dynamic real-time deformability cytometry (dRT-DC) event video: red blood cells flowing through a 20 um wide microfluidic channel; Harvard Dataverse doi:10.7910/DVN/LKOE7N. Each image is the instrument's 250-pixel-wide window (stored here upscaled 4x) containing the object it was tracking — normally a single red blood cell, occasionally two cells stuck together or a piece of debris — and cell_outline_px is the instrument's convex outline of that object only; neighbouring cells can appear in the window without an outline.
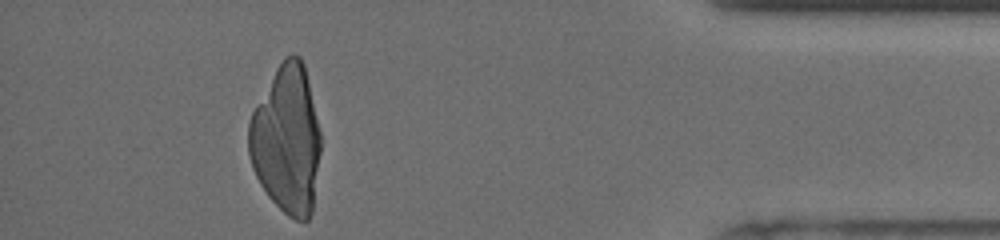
{"species": "human", "species_latin": "Homo sapiens", "temperature_condition": "cold", "stored_images_in_passage": 46, "camera_frame_rate_fps": 3000, "um_per_image_px": 0.085, "donor": {"sex": "male"}, "frame": {"image": 1, "passage_image": 42, "time_ms": 13.667, "image_size_px": [1000, 240], "cell_outline_px": [[320, 152], [312, 212], [308, 220], [296, 220], [288, 216], [268, 196], [260, 184], [252, 168], [248, 152], [248, 124], [252, 112], [276, 68], [284, 56], [292, 52], [300, 56], [304, 64], [320, 132]], "centroid_in_image_um": [24.35, 11.86], "position_along_channel_um": 410.8, "area_um2": 62.08}}